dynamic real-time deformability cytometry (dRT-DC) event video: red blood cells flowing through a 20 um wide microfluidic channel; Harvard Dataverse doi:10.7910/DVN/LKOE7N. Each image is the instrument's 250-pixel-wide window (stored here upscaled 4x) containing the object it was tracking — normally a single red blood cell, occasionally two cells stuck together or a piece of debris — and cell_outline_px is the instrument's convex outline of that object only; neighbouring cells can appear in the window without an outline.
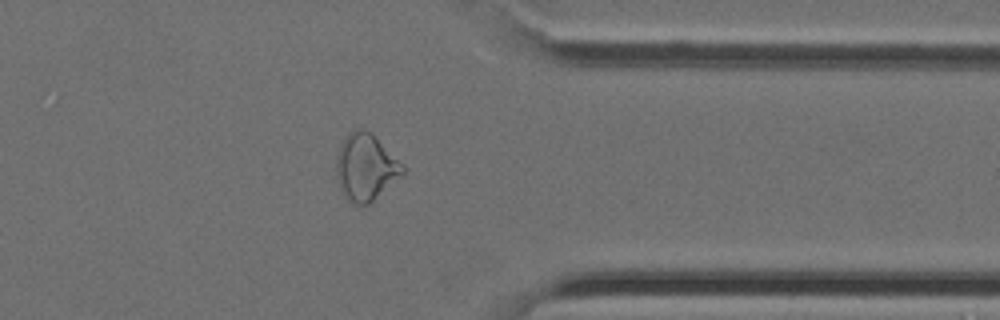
{"species": "Egyptian fruit bat (a non-hibernating species)", "species_latin": "Rousettus aegyptiacus", "temperature_condition": "cold", "stored_images_in_passage": 29, "camera_frame_rate_fps": 3000, "um_per_image_px": 0.085, "animal": {"sex": "female"}, "frame": {"image": 1, "passage_image": 21, "time_ms": 6.667, "image_size_px": [1000, 320], "cell_outline_px": [[404, 172], [368, 204], [352, 204], [344, 196], [340, 188], [336, 176], [336, 156], [340, 144], [344, 136], [348, 132], [356, 128], [364, 128], [404, 164]], "centroid_in_image_um": [31.03, 14.19], "position_along_channel_um": 380.4, "area_um2": 25.49}}